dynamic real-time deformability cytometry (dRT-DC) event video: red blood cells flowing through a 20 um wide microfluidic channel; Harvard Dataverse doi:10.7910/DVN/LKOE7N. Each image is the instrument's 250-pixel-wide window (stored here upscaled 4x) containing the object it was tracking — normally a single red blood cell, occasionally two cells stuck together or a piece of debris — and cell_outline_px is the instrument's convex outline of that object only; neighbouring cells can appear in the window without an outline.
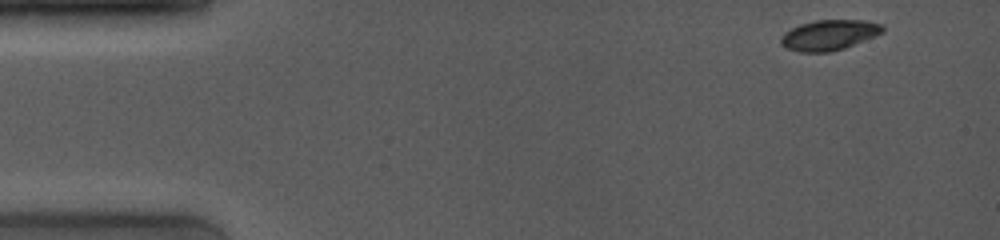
{"species": "common noctule bat (a hibernating species)", "species_latin": "Nyctalus noctula", "temperature_condition": "room temperature", "stored_images_in_passage": 60, "camera_frame_rate_fps": 4000, "um_per_image_px": 0.085, "animal": {"sex": "female", "body_mass_g": 19.0, "forearm_length_mm": 53.3}, "frame": {"image": 1, "passage_image": 1, "time_ms": 0.0, "image_size_px": [1000, 240], "cell_outline_px": [[884, 32], [844, 48], [828, 52], [800, 52], [788, 48], [780, 44], [780, 36], [784, 32], [800, 24], [816, 20], [864, 20], [884, 24]], "centroid_in_image_um": [70.47, 2.97], "position_along_channel_um": 14.5, "area_um2": 17.98}}
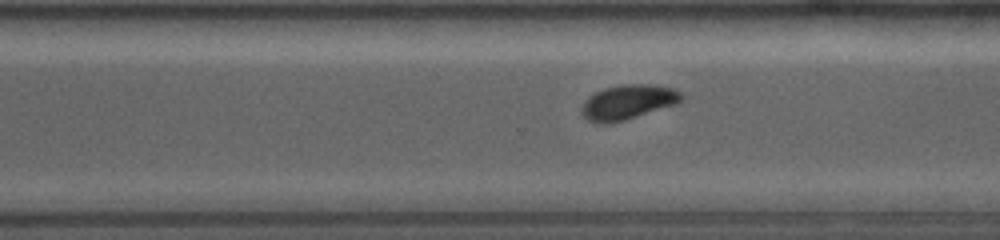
{"frame": {"image": 2, "passage_image": 42, "time_ms": 10.25, "image_size_px": [1000, 240], "cell_outline_px": [[684, 100], [676, 104], [624, 120], [608, 124], [600, 124], [588, 120], [580, 112], [580, 108], [584, 100], [588, 96], [604, 88], [624, 84], [648, 84], [672, 88], [680, 92], [684, 96]], "centroid_in_image_um": [53.35, 8.68], "position_along_channel_um": 317.3, "area_um2": 20.23}}
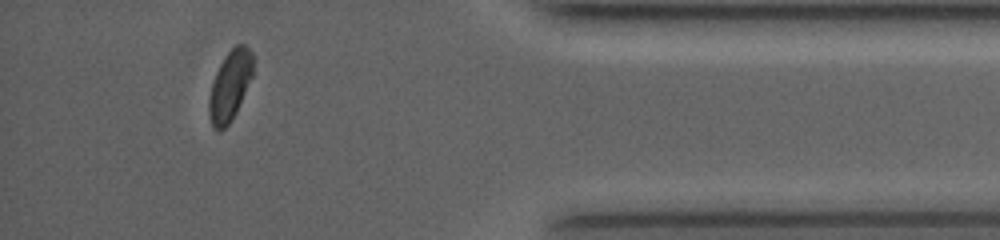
{"frame": {"image": 3, "passage_image": 54, "time_ms": 13.25, "image_size_px": [1000, 240], "cell_outline_px": [[252, 76], [236, 112], [232, 120], [224, 128], [212, 128], [208, 116], [208, 96], [216, 72], [224, 56], [236, 44], [244, 44], [252, 52]], "centroid_in_image_um": [19.52, 7.28], "position_along_channel_um": 415.7, "area_um2": 17.8}, "authors_computed_cell_mechanics": {"area_um2": 19.8543, "velocity_mm_per_s": 4.0559, "shape_relaxation_time_tau1_ms": 2.3033, "shape_relaxation_time_tau2_ms": 2.9535, "deformation_change_tau1": 0.1035, "deformation_change_tau2": 0.0552}}